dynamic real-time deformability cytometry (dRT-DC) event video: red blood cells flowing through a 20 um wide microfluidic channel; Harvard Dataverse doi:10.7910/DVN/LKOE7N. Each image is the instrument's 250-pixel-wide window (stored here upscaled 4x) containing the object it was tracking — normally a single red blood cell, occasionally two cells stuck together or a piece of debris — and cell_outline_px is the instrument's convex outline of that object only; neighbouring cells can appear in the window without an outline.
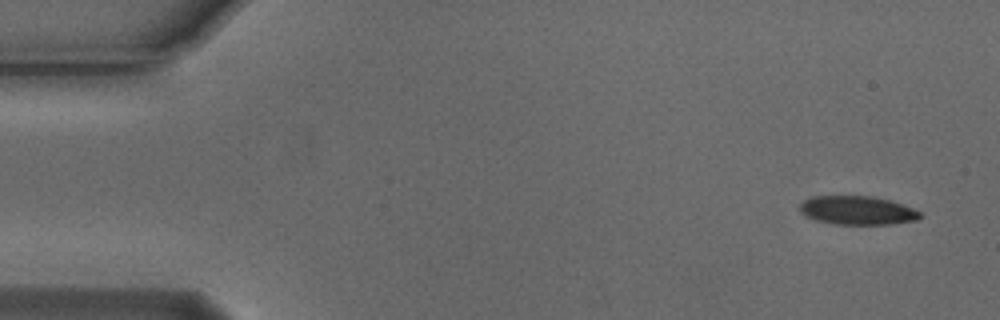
{"species": "Egyptian fruit bat (a non-hibernating species)", "species_latin": "Rousettus aegyptiacus", "temperature_condition": "cold", "stored_images_in_passage": 6, "camera_frame_rate_fps": 3000, "um_per_image_px": 0.085, "animal": {"sex": "male"}, "frame": {"image": 1, "passage_image": 1, "time_ms": 0.0, "image_size_px": [1000, 320], "cell_outline_px": [[920, 216], [916, 220], [888, 224], [836, 224], [816, 220], [800, 212], [800, 204], [804, 200], [812, 196], [872, 196], [888, 200], [912, 208], [920, 212]], "centroid_in_image_um": [72.84, 17.87], "position_along_channel_um": 12.2, "area_um2": 19.77}}